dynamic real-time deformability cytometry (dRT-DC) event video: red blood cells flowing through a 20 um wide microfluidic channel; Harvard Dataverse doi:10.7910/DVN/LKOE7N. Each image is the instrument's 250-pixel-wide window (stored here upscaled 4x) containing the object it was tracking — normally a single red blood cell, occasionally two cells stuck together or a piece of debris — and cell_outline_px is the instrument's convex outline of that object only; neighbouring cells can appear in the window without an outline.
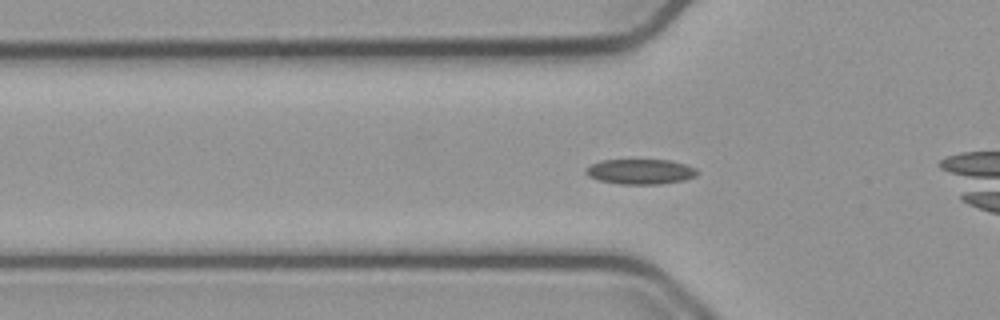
{"species": "common noctule bat (a hibernating species)", "species_latin": "Nyctalus noctula", "temperature_condition": "cold", "stored_images_in_passage": 45, "camera_frame_rate_fps": 3000, "um_per_image_px": 0.085, "animal": {"sex": "male", "body_mass_g": 23.1, "forearm_length_mm": 52.7}, "frame": {"image": 1, "passage_image": 7, "time_ms": 2.0, "image_size_px": [1000, 320], "cell_outline_px": [[700, 172], [696, 176], [684, 180], [660, 184], [620, 184], [600, 180], [588, 176], [584, 172], [592, 164], [600, 160], [668, 160], [684, 164], [696, 168]], "centroid_in_image_um": [54.46, 14.59], "position_along_channel_um": 71.3, "area_um2": 16.24}}
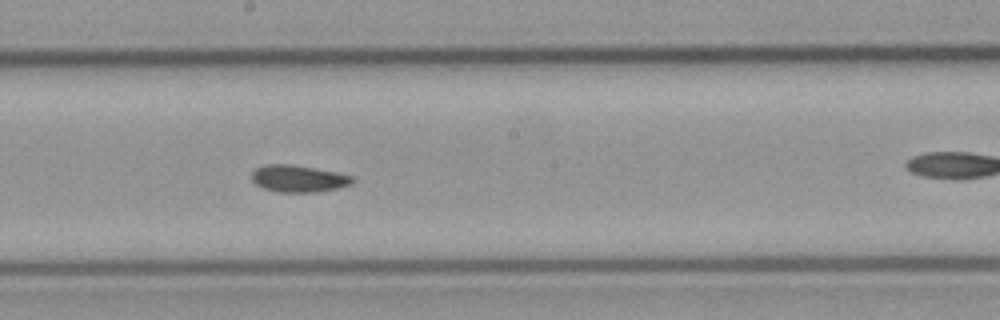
{"frame": {"image": 2, "passage_image": 19, "time_ms": 6.0, "image_size_px": [1000, 320], "cell_outline_px": [[352, 184], [336, 188], [316, 192], [280, 192], [260, 188], [252, 180], [252, 172], [256, 168], [268, 164], [292, 164], [336, 172], [352, 176]], "centroid_in_image_um": [25.32, 15.18], "position_along_channel_um": 222.9, "area_um2": 15.72}}
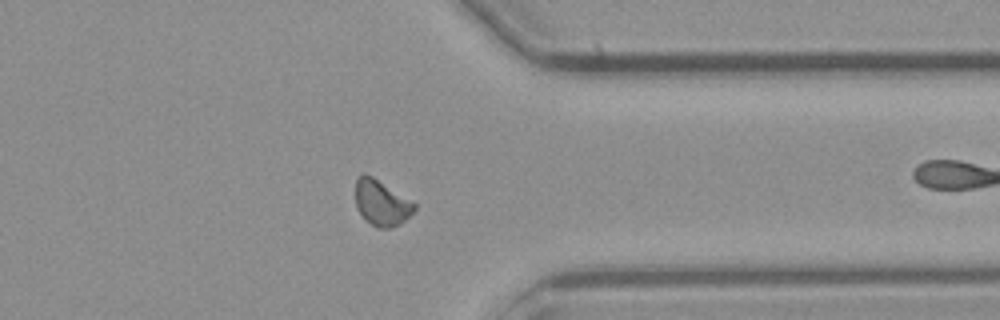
{"frame": {"image": 3, "passage_image": 32, "time_ms": 10.333, "image_size_px": [1000, 320], "cell_outline_px": [[416, 208], [400, 224], [392, 228], [376, 228], [356, 208], [356, 180], [364, 172], [372, 176], [416, 204]], "centroid_in_image_um": [32.42, 17.25], "position_along_channel_um": 379.0, "area_um2": 15.26}, "authors_computed_cell_mechanics": {"area_um2": 15.606, "velocity_mm_per_s": 3.7529, "shape_relaxation_time_tau1_ms": 7.1308, "shape_relaxation_time_tau2_ms": null, "deformation_change_tau1": 0.097, "deformation_change_tau2": null}}